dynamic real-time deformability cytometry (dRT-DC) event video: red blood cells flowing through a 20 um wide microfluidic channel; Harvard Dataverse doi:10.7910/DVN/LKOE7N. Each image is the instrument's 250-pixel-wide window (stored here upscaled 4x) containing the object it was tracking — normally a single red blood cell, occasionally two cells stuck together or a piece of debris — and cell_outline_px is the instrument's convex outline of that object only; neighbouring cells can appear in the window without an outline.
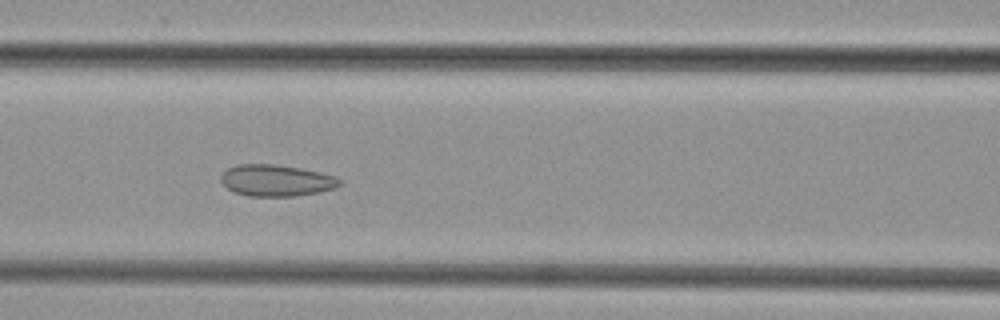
{"species": "common noctule bat (a hibernating species)", "species_latin": "Nyctalus noctula", "temperature_condition": "cold", "stored_images_in_passage": 46, "camera_frame_rate_fps": 3000, "um_per_image_px": 0.085, "animal": {"sex": "female", "body_mass_g": 29.2, "forearm_length_mm": 56.3}, "frame": {"image": 1, "passage_image": 19, "time_ms": 6.0, "image_size_px": [1000, 320], "cell_outline_px": [[344, 184], [336, 188], [320, 192], [296, 196], [248, 196], [236, 192], [228, 188], [220, 180], [220, 176], [228, 168], [236, 164], [272, 164], [300, 168], [320, 172], [336, 176]], "centroid_in_image_um": [23.52, 15.34], "position_along_channel_um": 143.1, "area_um2": 21.91}}
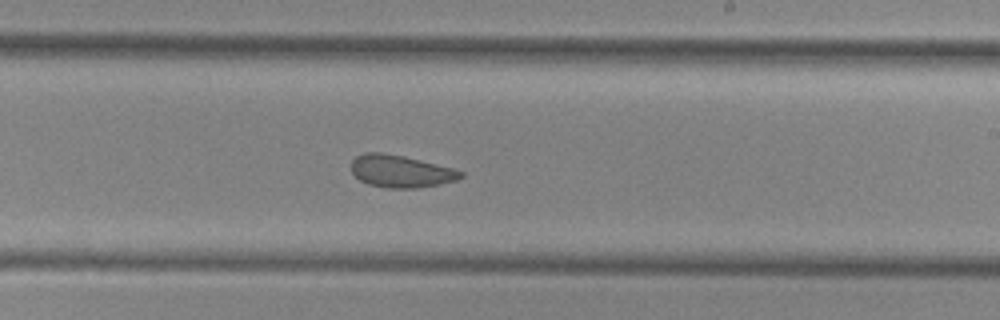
{"frame": {"image": 2, "passage_image": 27, "time_ms": 8.667, "image_size_px": [1000, 320], "cell_outline_px": [[464, 176], [456, 180], [440, 184], [416, 188], [388, 188], [368, 184], [360, 180], [352, 172], [352, 160], [356, 156], [364, 152], [380, 152], [404, 156], [452, 168], [464, 172]], "centroid_in_image_um": [34.06, 14.56], "position_along_channel_um": 254.9, "area_um2": 20.52}}
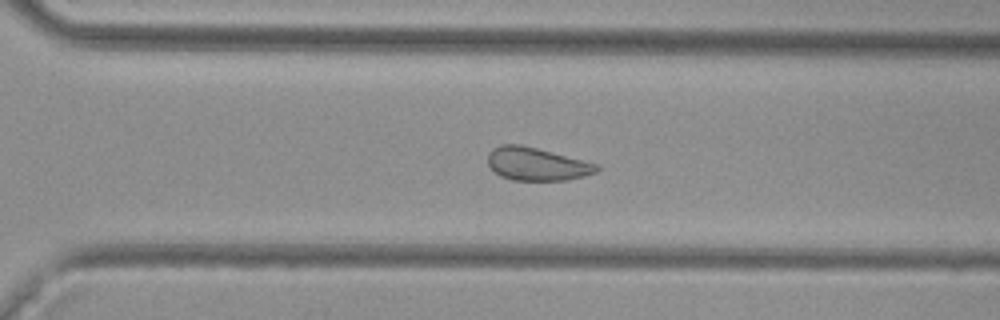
{"frame": {"image": 3, "passage_image": 32, "time_ms": 10.333, "image_size_px": [1000, 320], "cell_outline_px": [[600, 168], [596, 172], [584, 176], [568, 180], [512, 180], [500, 176], [488, 164], [488, 152], [492, 148], [500, 144], [520, 144], [600, 164]], "centroid_in_image_um": [45.63, 13.94], "position_along_channel_um": 325.0, "area_um2": 20.98}}